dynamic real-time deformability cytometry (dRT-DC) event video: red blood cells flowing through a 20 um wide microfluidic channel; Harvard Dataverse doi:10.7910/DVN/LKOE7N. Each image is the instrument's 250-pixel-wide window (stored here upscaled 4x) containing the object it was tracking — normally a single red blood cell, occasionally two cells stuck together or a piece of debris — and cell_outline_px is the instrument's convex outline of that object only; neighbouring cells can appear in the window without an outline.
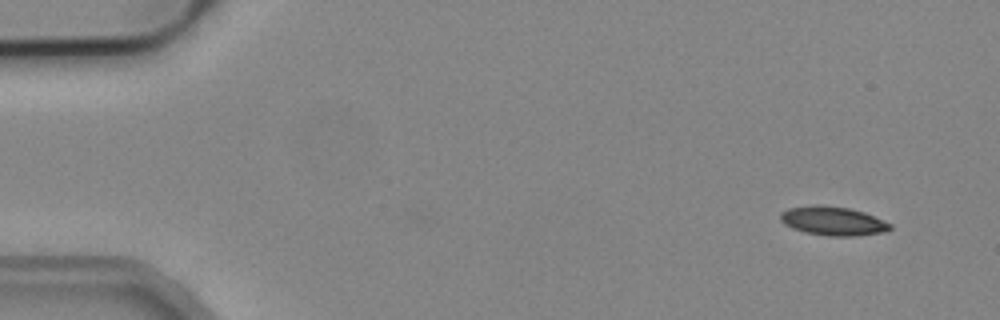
{"species": "common noctule bat (a hibernating species)", "species_latin": "Nyctalus noctula", "temperature_condition": "cold", "stored_images_in_passage": 5, "camera_frame_rate_fps": 3000, "um_per_image_px": 0.085, "animal": {"sex": "male", "body_mass_g": 19.2, "forearm_length_mm": 51.8}, "frame": {"image": 1, "passage_image": 1, "time_ms": 0.0, "image_size_px": [1000, 320], "cell_outline_px": [[892, 228], [888, 232], [856, 236], [828, 236], [804, 232], [792, 228], [784, 224], [780, 220], [780, 212], [788, 208], [816, 204], [848, 208], [864, 212], [892, 224]], "centroid_in_image_um": [70.8, 18.79], "position_along_channel_um": 14.2, "area_um2": 18.67}}
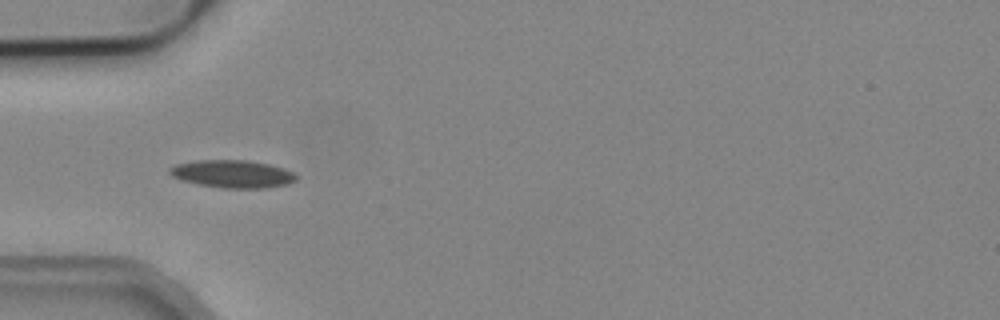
{"frame": {"image": 2, "passage_image": 4, "time_ms": 1.0, "image_size_px": [1000, 320], "cell_outline_px": [[296, 180], [288, 184], [268, 188], [224, 188], [200, 184], [184, 180], [172, 176], [168, 172], [168, 168], [176, 164], [196, 160], [248, 160], [268, 164], [284, 168], [292, 172], [296, 176]], "centroid_in_image_um": [19.77, 14.78], "position_along_channel_um": 65.2, "area_um2": 20.35}}